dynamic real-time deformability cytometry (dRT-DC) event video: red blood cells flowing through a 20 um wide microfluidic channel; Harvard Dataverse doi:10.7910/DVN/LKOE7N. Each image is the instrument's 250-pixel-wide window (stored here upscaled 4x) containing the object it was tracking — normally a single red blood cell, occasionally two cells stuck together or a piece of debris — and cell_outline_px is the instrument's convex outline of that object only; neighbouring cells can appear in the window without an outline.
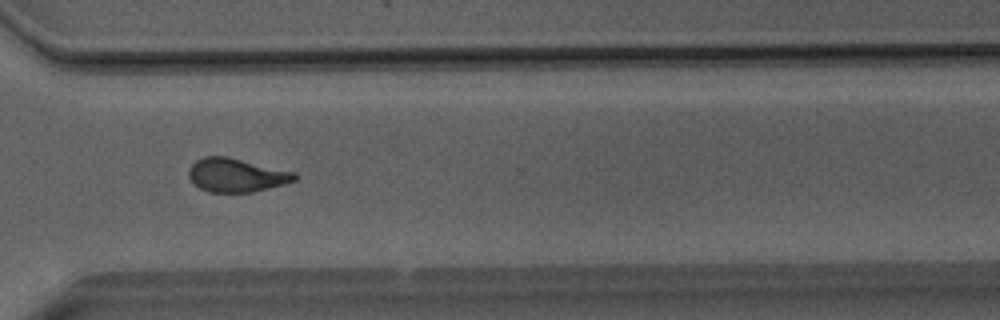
{"species": "Egyptian fruit bat (a non-hibernating species)", "species_latin": "Rousettus aegyptiacus", "temperature_condition": "room temperature", "stored_images_in_passage": 45, "camera_frame_rate_fps": 3000, "um_per_image_px": 0.085, "animal": {"sex": "male"}, "frame": {"image": 1, "passage_image": 32, "time_ms": 10.333, "image_size_px": [1000, 320], "cell_outline_px": [[296, 180], [284, 184], [252, 192], [208, 192], [200, 188], [188, 176], [188, 168], [196, 160], [204, 156], [228, 156], [296, 172]], "centroid_in_image_um": [20.09, 14.87], "position_along_channel_um": 350.5, "area_um2": 20.81}}
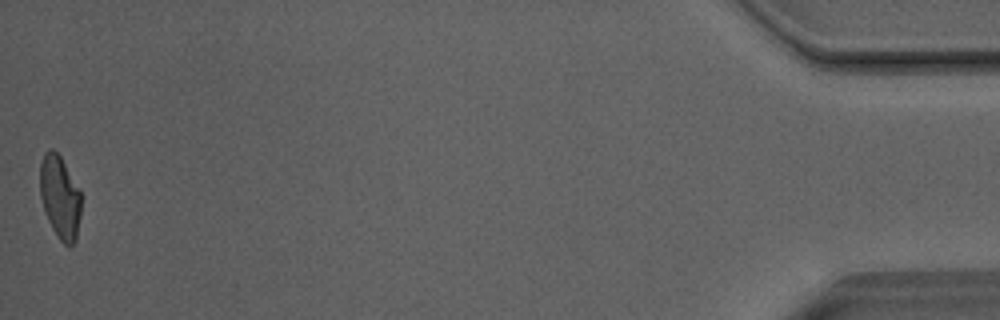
{"frame": {"image": 2, "passage_image": 45, "time_ms": 14.667, "image_size_px": [1000, 320], "cell_outline_px": [[80, 216], [76, 240], [68, 248], [56, 236], [44, 212], [40, 196], [40, 164], [44, 152], [48, 148], [52, 148], [60, 156], [80, 192]], "centroid_in_image_um": [5.07, 16.78], "position_along_channel_um": 430.1, "area_um2": 19.88}, "authors_computed_cell_mechanics": {"area_um2": 20.9814, "velocity_mm_per_s": 4.0632, "shape_relaxation_time_tau1_ms": 9.3905, "shape_relaxation_time_tau2_ms": 1.6625, "deformation_change_tau1": 0.2465, "deformation_change_tau2": 0.0765}}